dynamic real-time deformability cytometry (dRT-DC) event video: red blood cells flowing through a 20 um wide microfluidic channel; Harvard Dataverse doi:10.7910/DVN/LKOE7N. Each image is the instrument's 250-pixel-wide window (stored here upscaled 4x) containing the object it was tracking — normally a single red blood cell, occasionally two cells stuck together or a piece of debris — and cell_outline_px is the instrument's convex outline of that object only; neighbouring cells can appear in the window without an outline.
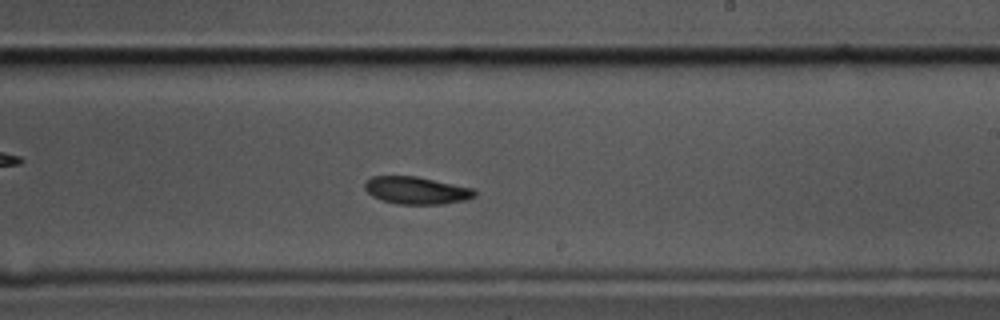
{"species": "common noctule bat (a hibernating species)", "species_latin": "Nyctalus noctula", "temperature_condition": "cold", "stored_images_in_passage": 53, "camera_frame_rate_fps": 3000, "um_per_image_px": 0.085, "animal": {"sex": "male", "body_mass_g": 17.5, "forearm_length_mm": 52.3}, "frame": {"image": 1, "passage_image": 29, "time_ms": 9.333, "image_size_px": [1000, 320], "cell_outline_px": [[476, 196], [464, 200], [444, 204], [396, 204], [380, 200], [372, 196], [364, 188], [364, 184], [372, 176], [416, 176], [476, 188]], "centroid_in_image_um": [35.42, 16.18], "position_along_channel_um": 253.6, "area_um2": 17.74}}
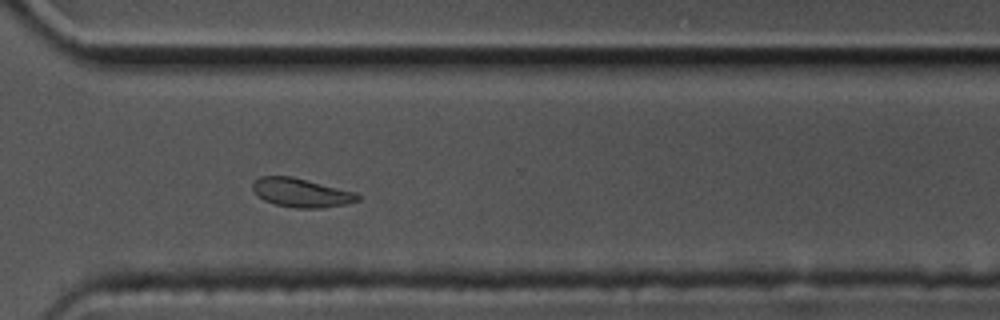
{"frame": {"image": 2, "passage_image": 37, "time_ms": 12.0, "image_size_px": [1000, 320], "cell_outline_px": [[360, 200], [344, 204], [324, 208], [296, 208], [276, 204], [264, 200], [252, 188], [252, 184], [260, 176], [292, 176], [356, 192], [360, 196]], "centroid_in_image_um": [25.63, 16.38], "position_along_channel_um": 345.0, "area_um2": 17.51}}
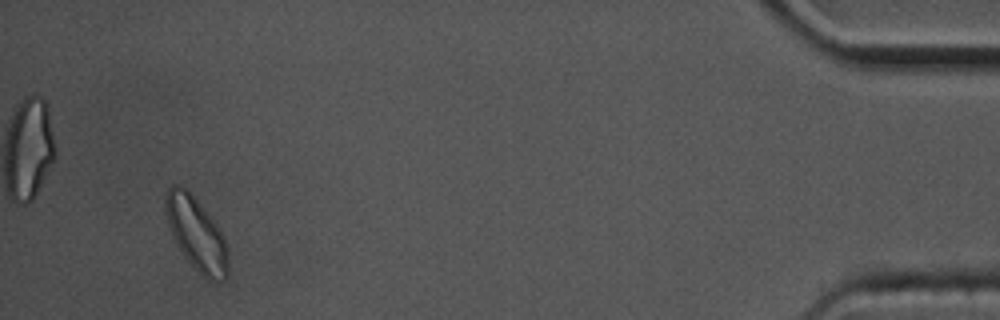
{"frame": {"image": 3, "passage_image": 50, "time_ms": 16.333, "image_size_px": [1000, 320], "cell_outline_px": [[228, 280], [212, 280], [204, 276], [184, 256], [172, 236], [168, 224], [164, 208], [164, 196], [168, 188], [172, 184], [180, 184], [188, 188], [216, 224], [228, 248]], "centroid_in_image_um": [16.67, 19.82], "position_along_channel_um": 418.5, "area_um2": 26.65}, "authors_computed_cell_mechanics": {"area_um2": 18.496, "velocity_mm_per_s": 3.4193, "shape_relaxation_time_tau1_ms": 3.725, "shape_relaxation_time_tau2_ms": null, "deformation_change_tau1": 0.1047, "deformation_change_tau2": null}}